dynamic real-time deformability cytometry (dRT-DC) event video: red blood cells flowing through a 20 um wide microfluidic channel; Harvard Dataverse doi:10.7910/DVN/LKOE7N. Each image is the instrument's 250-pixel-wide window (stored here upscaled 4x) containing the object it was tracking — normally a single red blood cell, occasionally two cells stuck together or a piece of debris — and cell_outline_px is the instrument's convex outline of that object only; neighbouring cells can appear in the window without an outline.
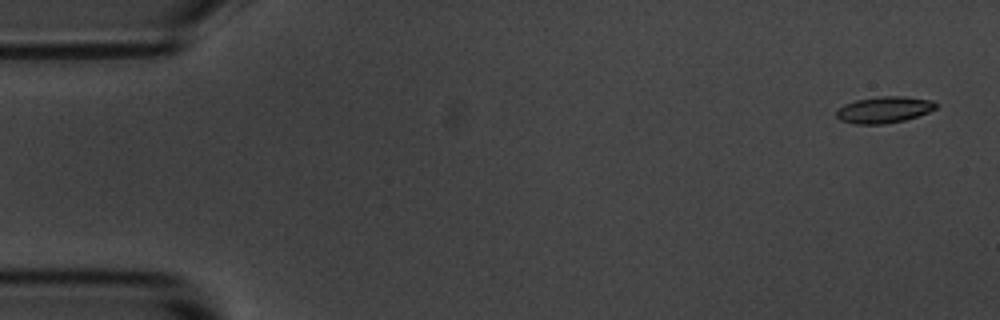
{"species": "common noctule bat (a hibernating species)", "species_latin": "Nyctalus noctula", "temperature_condition": "room temperature", "stored_images_in_passage": 10, "camera_frame_rate_fps": 3000, "um_per_image_px": 0.085, "animal": {"sex": "male", "body_mass_g": 20.1, "forearm_length_mm": 53.5}, "frame": {"image": 1, "passage_image": 1, "time_ms": 0.0, "image_size_px": [1000, 320], "cell_outline_px": [[936, 108], [928, 112], [904, 120], [884, 124], [856, 124], [840, 120], [836, 116], [836, 112], [844, 104], [856, 100], [880, 96], [904, 96], [932, 100], [936, 104]], "centroid_in_image_um": [75.13, 9.32], "position_along_channel_um": 9.9, "area_um2": 15.2}}
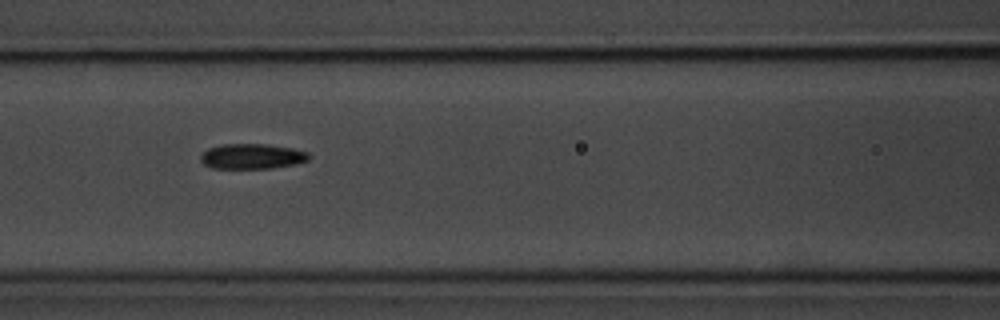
{"frame": {"image": 2, "passage_image": 7, "time_ms": 7.0, "image_size_px": [1000, 320], "cell_outline_px": [[312, 156], [308, 160], [296, 164], [272, 168], [212, 168], [204, 164], [200, 160], [200, 156], [208, 148], [220, 144], [264, 144], [292, 148], [308, 152]], "centroid_in_image_um": [21.43, 13.29], "position_along_channel_um": 145.2, "area_um2": 15.95}}
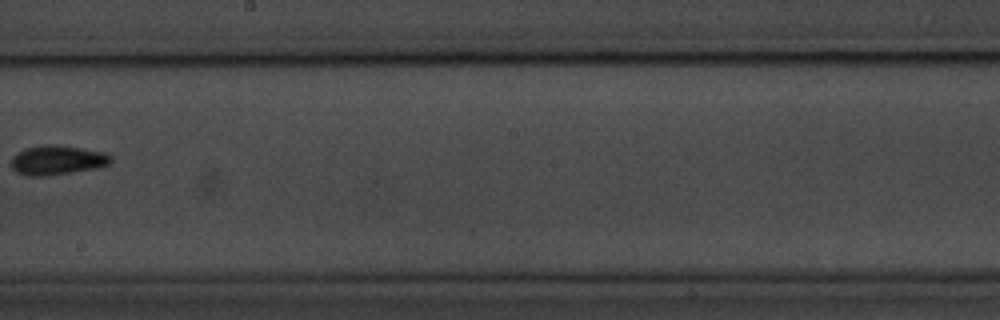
{"frame": {"image": 3, "passage_image": 9, "time_ms": 9.667, "image_size_px": [1000, 320], "cell_outline_px": [[112, 160], [108, 164], [96, 168], [44, 176], [28, 176], [16, 172], [12, 168], [12, 156], [28, 148], [44, 144], [52, 144], [80, 148], [104, 152], [112, 156]], "centroid_in_image_um": [4.87, 13.61], "position_along_channel_um": 243.3, "area_um2": 16.82}}